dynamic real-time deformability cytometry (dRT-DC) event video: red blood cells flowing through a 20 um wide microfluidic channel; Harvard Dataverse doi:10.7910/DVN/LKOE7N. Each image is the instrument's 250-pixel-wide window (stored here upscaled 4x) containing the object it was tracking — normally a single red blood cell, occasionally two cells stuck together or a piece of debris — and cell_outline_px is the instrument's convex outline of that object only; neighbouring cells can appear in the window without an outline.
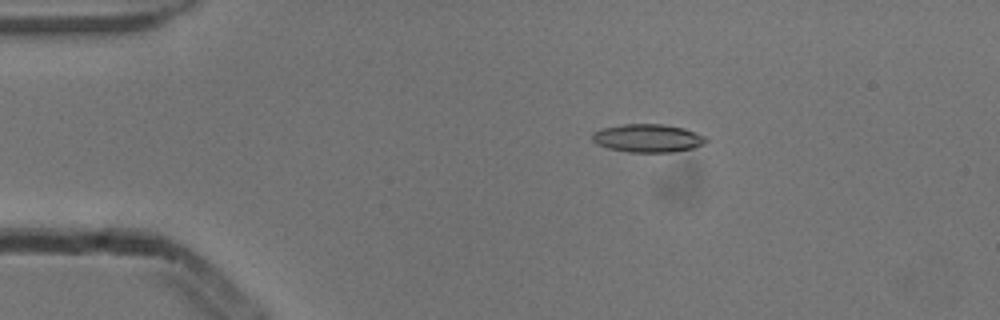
{"species": "common noctule bat (a hibernating species)", "species_latin": "Nyctalus noctula", "temperature_condition": "cold", "stored_images_in_passage": 3, "camera_frame_rate_fps": 3000, "um_per_image_px": 0.085, "animal": {"sex": "male", "body_mass_g": 13.3}, "frame": {"image": 1, "passage_image": 1, "time_ms": 0.0, "image_size_px": [1000, 320], "cell_outline_px": [[708, 140], [704, 144], [692, 148], [672, 152], [628, 152], [608, 148], [596, 144], [592, 140], [592, 132], [600, 128], [624, 124], [660, 124], [684, 128], [704, 136]], "centroid_in_image_um": [55.02, 11.74], "position_along_channel_um": 30.0, "area_um2": 18.67}}